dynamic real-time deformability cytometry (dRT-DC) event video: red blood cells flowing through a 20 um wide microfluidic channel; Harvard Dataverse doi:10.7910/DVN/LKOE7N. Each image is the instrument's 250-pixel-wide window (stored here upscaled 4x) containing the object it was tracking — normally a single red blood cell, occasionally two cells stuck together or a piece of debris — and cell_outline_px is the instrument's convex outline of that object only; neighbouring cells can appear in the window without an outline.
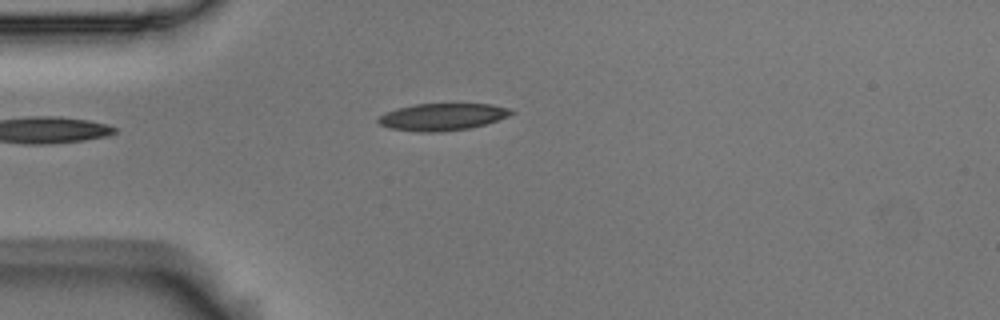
{"species": "Egyptian fruit bat (a non-hibernating species)", "species_latin": "Rousettus aegyptiacus", "temperature_condition": "room temperature", "stored_images_in_passage": 9, "camera_frame_rate_fps": 3000, "um_per_image_px": 0.085, "animal": {"sex": "male"}, "frame": {"image": 1, "passage_image": 1, "time_ms": 0.0, "image_size_px": [1000, 320], "cell_outline_px": [[516, 112], [508, 116], [484, 124], [468, 128], [440, 132], [416, 132], [388, 128], [380, 124], [376, 120], [380, 116], [396, 108], [416, 104], [492, 104], [512, 108]], "centroid_in_image_um": [37.61, 9.93], "position_along_channel_um": 47.4, "area_um2": 20.98}}